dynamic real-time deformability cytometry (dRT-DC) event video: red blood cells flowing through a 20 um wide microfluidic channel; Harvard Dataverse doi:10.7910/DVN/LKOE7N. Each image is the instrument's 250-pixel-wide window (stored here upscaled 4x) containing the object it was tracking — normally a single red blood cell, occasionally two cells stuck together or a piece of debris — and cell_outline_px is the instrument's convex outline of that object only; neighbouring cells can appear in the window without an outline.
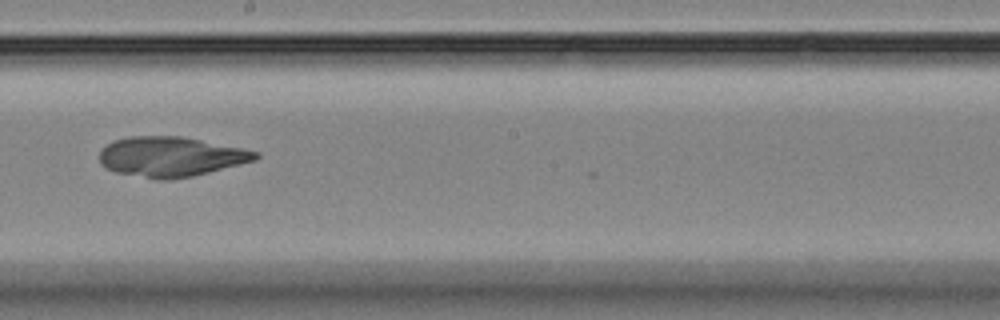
{"species": "Egyptian fruit bat (a non-hibernating species)", "species_latin": "Rousettus aegyptiacus", "temperature_condition": "room temperature", "stored_images_in_passage": 10, "camera_frame_rate_fps": 3000, "um_per_image_px": 0.085, "animal": {"sex": "female"}, "frame": {"image": 1, "passage_image": 9, "time_ms": 9.333, "image_size_px": [1000, 320], "cell_outline_px": [[260, 156], [256, 160], [192, 176], [172, 180], [156, 180], [116, 172], [104, 168], [100, 164], [100, 152], [112, 140], [132, 136], [180, 136], [260, 152]], "centroid_in_image_um": [14.48, 13.33], "position_along_channel_um": 233.7, "area_um2": 36.18}}
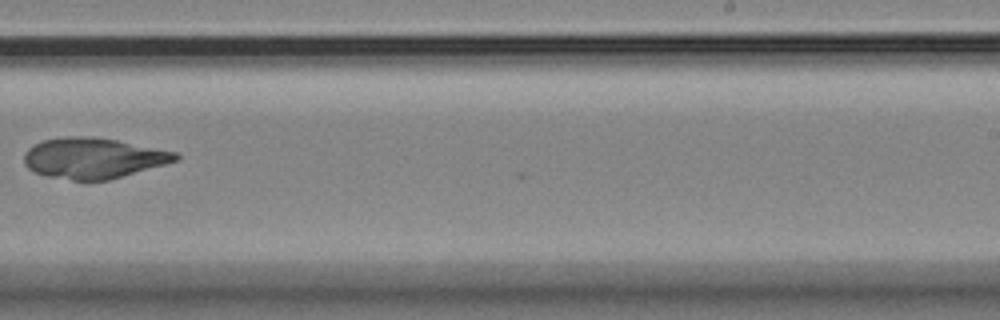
{"frame": {"image": 2, "passage_image": 10, "time_ms": 10.667, "image_size_px": [1000, 320], "cell_outline_px": [[180, 160], [108, 180], [72, 180], [48, 176], [32, 172], [24, 164], [24, 152], [28, 148], [44, 140], [64, 136], [92, 136], [116, 140], [176, 152], [180, 156]], "centroid_in_image_um": [7.91, 13.44], "position_along_channel_um": 281.1, "area_um2": 35.84}}